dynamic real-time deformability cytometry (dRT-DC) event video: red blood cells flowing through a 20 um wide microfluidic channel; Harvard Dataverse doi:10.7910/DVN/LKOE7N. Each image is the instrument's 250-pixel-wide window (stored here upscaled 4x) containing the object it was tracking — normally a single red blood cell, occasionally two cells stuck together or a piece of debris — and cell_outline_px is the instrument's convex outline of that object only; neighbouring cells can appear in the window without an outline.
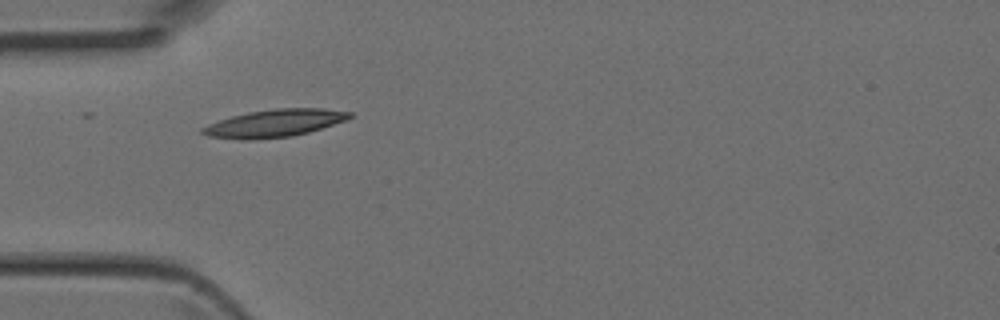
{"species": "Egyptian fruit bat (a non-hibernating species)", "species_latin": "Rousettus aegyptiacus", "temperature_condition": "room temperature", "stored_images_in_passage": 5, "camera_frame_rate_fps": 3000, "um_per_image_px": 0.085, "animal": {"sex": "female"}, "frame": {"image": 1, "passage_image": 4, "time_ms": 1.0, "image_size_px": [1000, 320], "cell_outline_px": [[352, 116], [348, 120], [308, 132], [292, 136], [248, 140], [208, 136], [200, 132], [200, 128], [208, 124], [232, 116], [248, 112], [276, 108], [324, 108], [352, 112]], "centroid_in_image_um": [23.35, 10.47], "position_along_channel_um": 61.6, "area_um2": 23.58}}
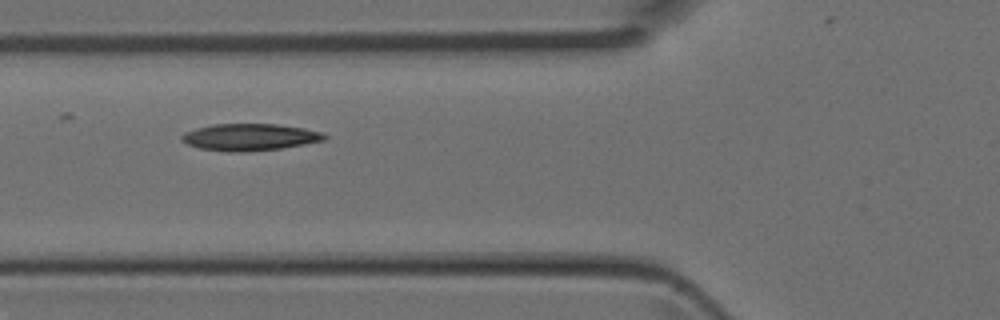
{"frame": {"image": 2, "passage_image": 5, "time_ms": 1.333, "image_size_px": [1000, 320], "cell_outline_px": [[328, 136], [324, 140], [304, 144], [280, 148], [244, 152], [228, 152], [200, 148], [188, 144], [180, 136], [184, 132], [196, 128], [212, 124], [276, 124], [304, 128], [320, 132]], "centroid_in_image_um": [21.22, 11.65], "position_along_channel_um": 104.6, "area_um2": 22.2}}